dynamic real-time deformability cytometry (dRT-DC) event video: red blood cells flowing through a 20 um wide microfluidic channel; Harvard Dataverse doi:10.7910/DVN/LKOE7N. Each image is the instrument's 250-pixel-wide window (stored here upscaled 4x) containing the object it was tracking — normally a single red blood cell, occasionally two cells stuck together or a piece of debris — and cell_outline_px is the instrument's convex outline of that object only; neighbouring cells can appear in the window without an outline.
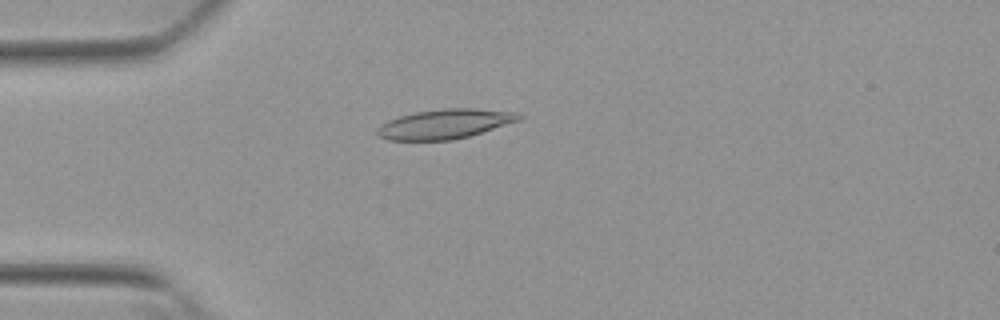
{"species": "Egyptian fruit bat (a non-hibernating species)", "species_latin": "Rousettus aegyptiacus", "temperature_condition": "warm", "stored_images_in_passage": 40, "camera_frame_rate_fps": 3000, "um_per_image_px": 0.085, "animal": {"sex": "female"}, "frame": {"image": 1, "passage_image": 1, "time_ms": 0.0, "image_size_px": [1000, 320], "cell_outline_px": [[524, 116], [520, 120], [468, 136], [452, 140], [388, 140], [380, 136], [376, 132], [376, 128], [380, 124], [388, 120], [400, 116], [416, 112], [444, 108], [476, 108], [520, 112]], "centroid_in_image_um": [37.83, 10.52], "position_along_channel_um": 47.2, "area_um2": 24.45}}
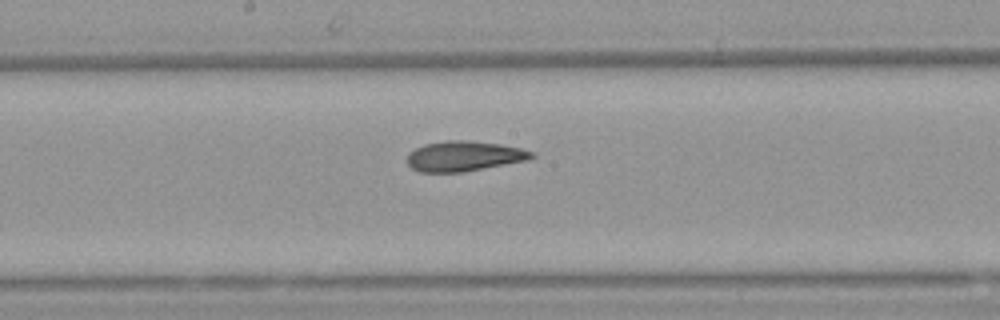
{"frame": {"image": 2, "passage_image": 15, "time_ms": 4.667, "image_size_px": [1000, 320], "cell_outline_px": [[536, 156], [528, 160], [464, 172], [420, 172], [412, 168], [408, 164], [408, 152], [424, 144], [448, 140], [468, 140], [500, 144], [520, 148], [536, 152]], "centroid_in_image_um": [39.47, 13.27], "position_along_channel_um": 208.7, "area_um2": 21.96}}
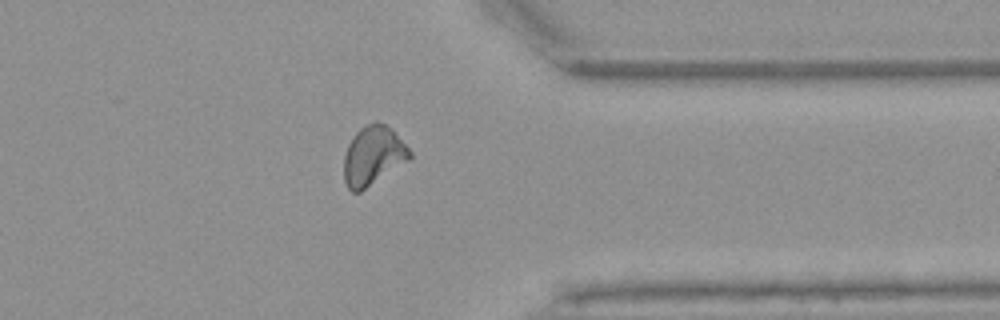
{"frame": {"image": 3, "passage_image": 29, "time_ms": 9.333, "image_size_px": [1000, 320], "cell_outline_px": [[412, 156], [408, 160], [360, 192], [352, 192], [348, 188], [344, 180], [344, 156], [348, 144], [352, 136], [360, 128], [376, 120], [392, 128], [412, 152]], "centroid_in_image_um": [31.7, 13.21], "position_along_channel_um": 379.7, "area_um2": 22.6}, "authors_computed_cell_mechanics": {"area_um2": 21.9351, "velocity_mm_per_s": 3.8267, "shape_relaxation_time_tau1_ms": 7.2155, "shape_relaxation_time_tau2_ms": 2.367, "deformation_change_tau1": 0.2296, "deformation_change_tau2": 0.1039}}